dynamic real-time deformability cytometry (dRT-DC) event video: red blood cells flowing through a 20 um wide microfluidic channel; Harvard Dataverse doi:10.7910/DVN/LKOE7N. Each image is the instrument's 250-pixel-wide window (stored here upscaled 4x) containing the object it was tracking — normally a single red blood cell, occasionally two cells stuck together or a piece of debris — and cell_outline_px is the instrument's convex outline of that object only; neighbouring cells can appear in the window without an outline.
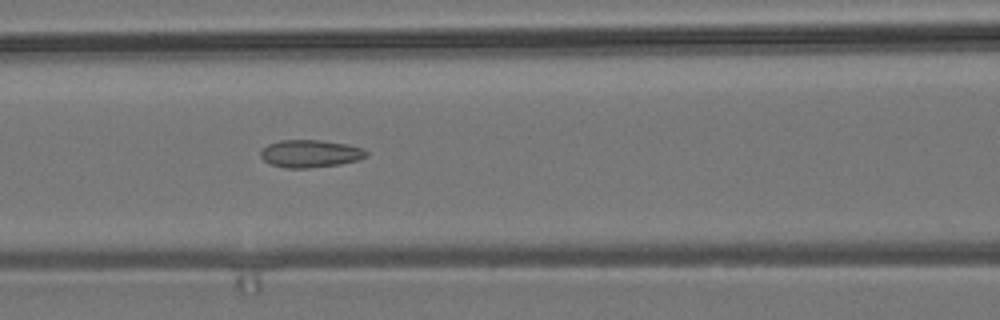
{"species": "common noctule bat (a hibernating species)", "species_latin": "Nyctalus noctula", "temperature_condition": "room temperature", "stored_images_in_passage": 6, "camera_frame_rate_fps": 3000, "um_per_image_px": 0.085, "animal": {"sex": "male", "body_mass_g": 19.2, "forearm_length_mm": 51.8}, "frame": {"image": 1, "passage_image": 6, "time_ms": 7.333, "image_size_px": [1000, 320], "cell_outline_px": [[368, 156], [356, 160], [340, 164], [308, 168], [288, 168], [272, 164], [264, 160], [260, 156], [260, 152], [268, 144], [280, 140], [320, 140], [348, 144], [364, 148], [368, 152]], "centroid_in_image_um": [26.4, 13.05], "position_along_channel_um": 140.2, "area_um2": 16.94}}